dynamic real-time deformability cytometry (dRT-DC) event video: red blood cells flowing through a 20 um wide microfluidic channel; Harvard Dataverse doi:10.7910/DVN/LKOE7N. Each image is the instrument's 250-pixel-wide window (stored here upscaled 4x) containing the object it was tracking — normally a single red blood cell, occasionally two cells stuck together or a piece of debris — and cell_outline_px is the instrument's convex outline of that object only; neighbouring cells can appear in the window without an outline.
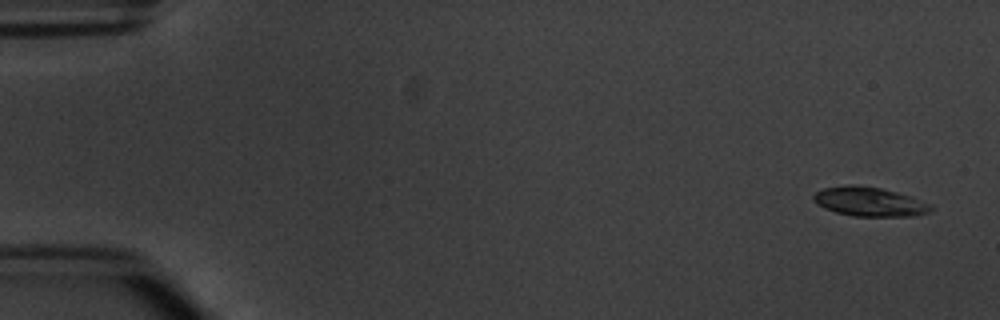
{"species": "common noctule bat (a hibernating species)", "species_latin": "Nyctalus noctula", "temperature_condition": "warm", "stored_images_in_passage": 6, "camera_frame_rate_fps": 3000, "um_per_image_px": 0.085, "animal": {"sex": "male", "body_mass_g": 20.1, "forearm_length_mm": 53.5}, "frame": {"image": 1, "passage_image": 1, "time_ms": 0.0, "image_size_px": [1000, 320], "cell_outline_px": [[932, 208], [928, 212], [912, 216], [852, 216], [836, 212], [824, 208], [816, 204], [812, 200], [812, 196], [816, 192], [824, 188], [848, 184], [852, 184], [880, 188], [896, 192], [932, 204]], "centroid_in_image_um": [73.85, 17.14], "position_along_channel_um": 11.2, "area_um2": 19.88}}
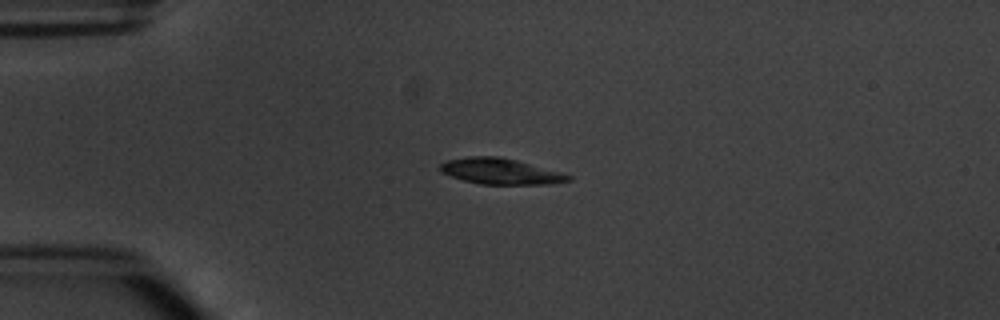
{"frame": {"image": 2, "passage_image": 4, "time_ms": 3.667, "image_size_px": [1000, 320], "cell_outline_px": [[572, 180], [552, 184], [480, 184], [464, 180], [440, 172], [440, 164], [444, 160], [468, 156], [496, 156], [516, 160], [572, 176]], "centroid_in_image_um": [42.49, 14.56], "position_along_channel_um": 42.5, "area_um2": 19.13}}